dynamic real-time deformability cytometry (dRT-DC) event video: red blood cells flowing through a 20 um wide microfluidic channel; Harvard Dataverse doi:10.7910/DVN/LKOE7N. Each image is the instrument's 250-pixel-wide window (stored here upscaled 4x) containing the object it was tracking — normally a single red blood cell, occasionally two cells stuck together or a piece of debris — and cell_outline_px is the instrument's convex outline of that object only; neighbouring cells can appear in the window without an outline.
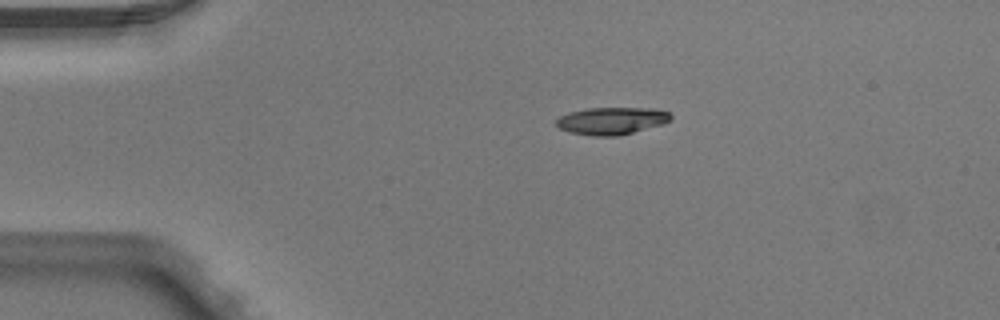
{"species": "Egyptian fruit bat (a non-hibernating species)", "species_latin": "Rousettus aegyptiacus", "temperature_condition": "warm", "stored_images_in_passage": 4, "camera_frame_rate_fps": 3000, "um_per_image_px": 0.085, "animal": {"sex": "male"}, "frame": {"image": 1, "passage_image": 3, "time_ms": 0.667, "image_size_px": [1000, 320], "cell_outline_px": [[672, 120], [664, 124], [616, 136], [592, 136], [572, 132], [560, 128], [556, 124], [556, 120], [560, 116], [568, 112], [588, 108], [656, 108], [668, 112], [672, 116]], "centroid_in_image_um": [52.02, 10.26], "position_along_channel_um": 33.0, "area_um2": 18.21}}